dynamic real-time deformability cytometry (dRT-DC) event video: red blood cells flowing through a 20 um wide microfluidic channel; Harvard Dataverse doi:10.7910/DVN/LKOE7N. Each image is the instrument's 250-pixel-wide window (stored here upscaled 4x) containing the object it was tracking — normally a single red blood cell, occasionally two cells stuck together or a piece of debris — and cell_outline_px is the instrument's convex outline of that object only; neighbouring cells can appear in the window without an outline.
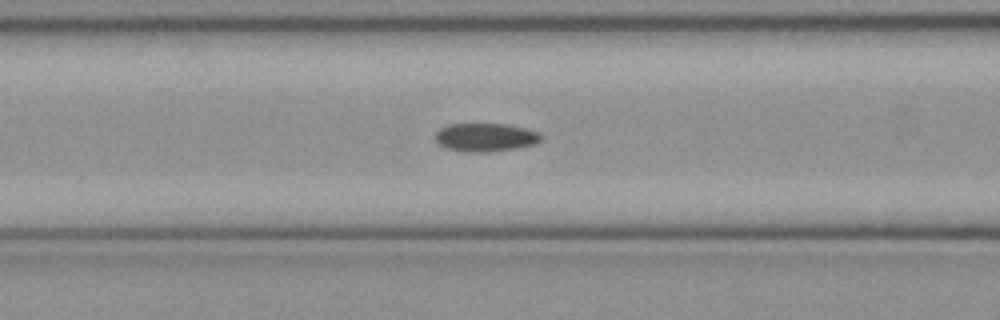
{"species": "common noctule bat (a hibernating species)", "species_latin": "Nyctalus noctula", "temperature_condition": "cold", "stored_images_in_passage": 50, "camera_frame_rate_fps": 3000, "um_per_image_px": 0.085, "animal": {"sex": "female", "body_mass_g": 21.9}, "frame": {"image": 1, "passage_image": 19, "time_ms": 6.0, "image_size_px": [1000, 320], "cell_outline_px": [[544, 136], [536, 144], [520, 148], [488, 152], [468, 152], [448, 148], [440, 144], [436, 140], [436, 132], [440, 128], [448, 124], [508, 124], [528, 128], [540, 132]], "centroid_in_image_um": [41.35, 11.66], "position_along_channel_um": 125.2, "area_um2": 17.69}}
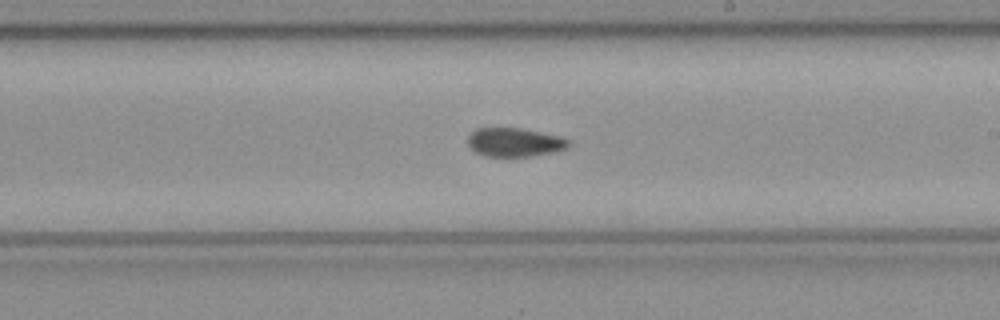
{"frame": {"image": 2, "passage_image": 28, "time_ms": 9.0, "image_size_px": [1000, 320], "cell_outline_px": [[572, 144], [568, 148], [552, 152], [528, 156], [484, 156], [476, 152], [468, 144], [468, 136], [476, 128], [520, 128], [560, 136], [568, 140]], "centroid_in_image_um": [43.75, 12.09], "position_along_channel_um": 245.3, "area_um2": 16.76}}
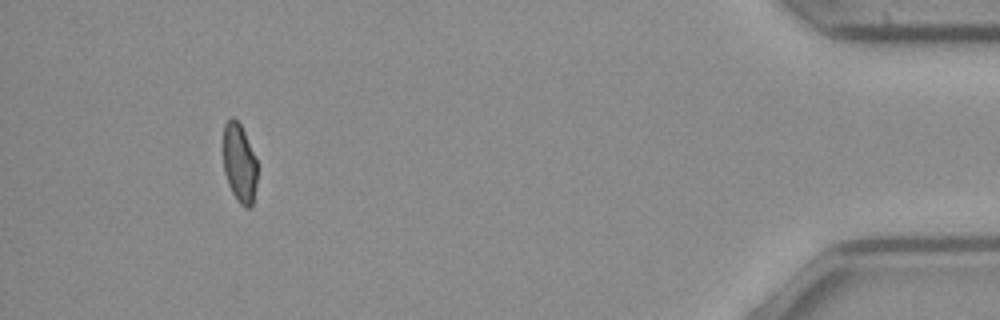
{"frame": {"image": 3, "passage_image": 46, "time_ms": 15.0, "image_size_px": [1000, 320], "cell_outline_px": [[256, 184], [252, 208], [244, 208], [240, 204], [232, 192], [228, 184], [224, 172], [224, 124], [232, 116], [240, 124], [256, 156]], "centroid_in_image_um": [20.36, 13.89], "position_along_channel_um": 414.8, "area_um2": 15.61}, "authors_computed_cell_mechanics": {"area_um2": 17.3978, "velocity_mm_per_s": 4.0026, "shape_relaxation_time_tau1_ms": null, "shape_relaxation_time_tau2_ms": 4.5095, "deformation_change_tau1": null, "deformation_change_tau2": 0.0795}}